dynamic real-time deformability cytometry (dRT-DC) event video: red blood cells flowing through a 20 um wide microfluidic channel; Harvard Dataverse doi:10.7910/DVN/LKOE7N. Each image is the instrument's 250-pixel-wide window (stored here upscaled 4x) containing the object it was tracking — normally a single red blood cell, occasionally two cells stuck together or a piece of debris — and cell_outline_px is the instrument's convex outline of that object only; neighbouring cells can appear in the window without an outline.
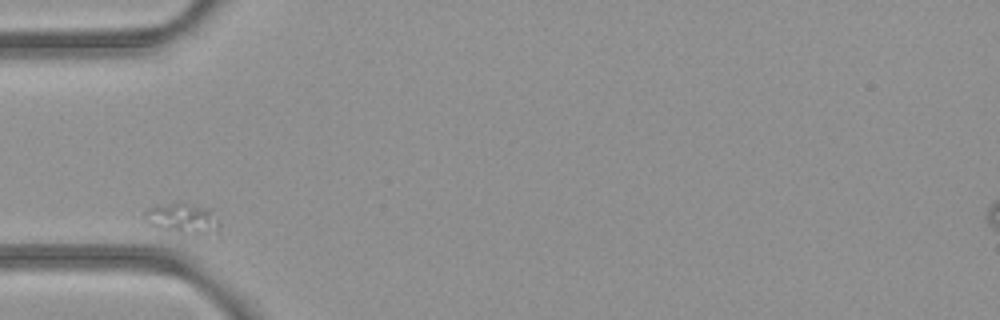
{"species": "common noctule bat (a hibernating species)", "species_latin": "Nyctalus noctula", "temperature_condition": "room temperature", "stored_images_in_passage": 3, "camera_frame_rate_fps": 3000, "um_per_image_px": 0.085, "animal": {"sex": "female", "body_mass_g": 21.9}, "frame": {"image": 1, "passage_image": 1, "time_ms": 0.0, "image_size_px": [1000, 320], "cell_outline_px": [[220, 228], [216, 232], [180, 232], [160, 228], [152, 224], [144, 216], [144, 212], [148, 208], [156, 204], [180, 200], [212, 208], [220, 224]], "centroid_in_image_um": [15.55, 18.46], "position_along_channel_um": 69.4, "area_um2": 13.35}}
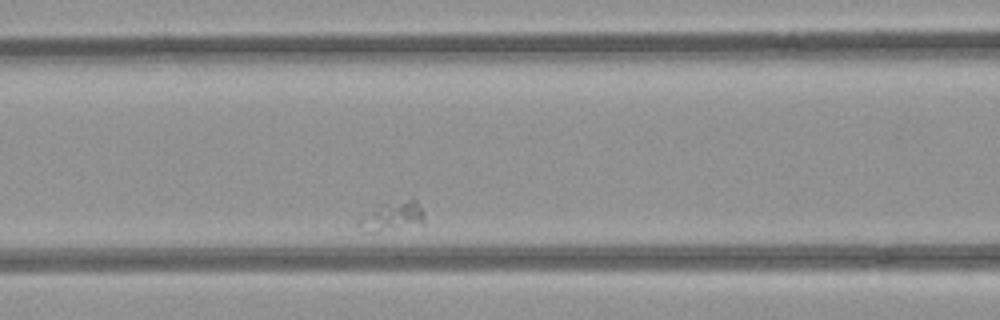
{"frame": {"image": 2, "passage_image": 3, "time_ms": 0.667, "image_size_px": [1000, 320], "cell_outline_px": [[424, 224], [376, 232], [364, 232], [356, 228], [356, 224], [360, 216], [380, 204], [412, 196], [416, 200], [424, 212]], "centroid_in_image_um": [33.32, 18.37], "position_along_channel_um": 133.3, "area_um2": 11.91}}